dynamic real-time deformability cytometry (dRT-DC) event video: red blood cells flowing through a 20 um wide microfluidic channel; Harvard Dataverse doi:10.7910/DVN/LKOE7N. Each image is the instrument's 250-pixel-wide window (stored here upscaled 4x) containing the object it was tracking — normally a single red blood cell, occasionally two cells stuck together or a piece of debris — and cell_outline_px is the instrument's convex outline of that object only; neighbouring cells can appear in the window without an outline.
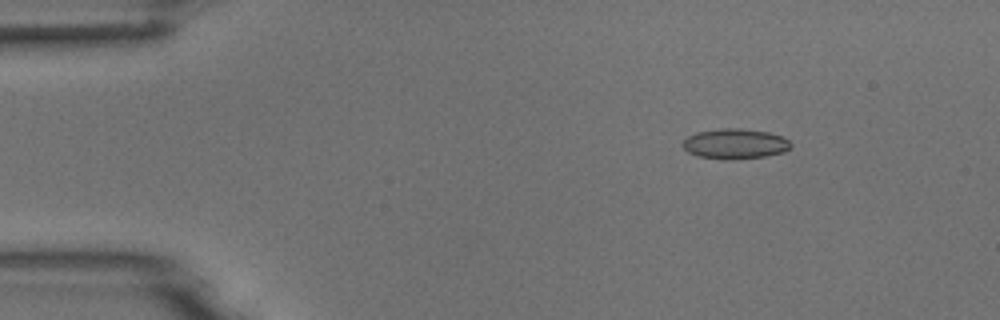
{"species": "common noctule bat (a hibernating species)", "species_latin": "Nyctalus noctula", "temperature_condition": "room temperature", "stored_images_in_passage": 6, "camera_frame_rate_fps": 3000, "um_per_image_px": 0.085, "animal": {"sex": "male", "body_mass_g": 18.8}, "frame": {"image": 1, "passage_image": 3, "time_ms": 0.667, "image_size_px": [1000, 320], "cell_outline_px": [[792, 144], [784, 152], [764, 156], [736, 160], [724, 160], [696, 156], [688, 152], [680, 144], [688, 136], [696, 132], [720, 128], [740, 128], [768, 132], [784, 136]], "centroid_in_image_um": [62.45, 12.23], "position_along_channel_um": 22.5, "area_um2": 19.31}}
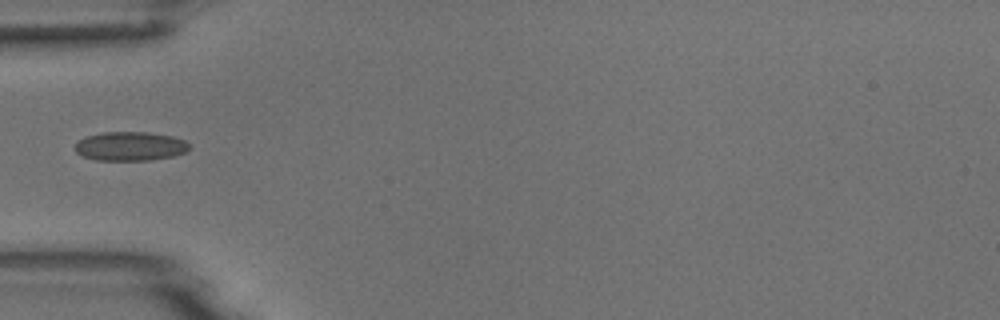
{"frame": {"image": 2, "passage_image": 6, "time_ms": 1.667, "image_size_px": [1000, 320], "cell_outline_px": [[188, 152], [172, 156], [152, 160], [96, 160], [84, 156], [76, 152], [76, 144], [84, 136], [104, 132], [148, 132], [172, 136], [184, 140], [188, 144]], "centroid_in_image_um": [11.08, 12.43], "position_along_channel_um": 73.9, "area_um2": 19.25}}